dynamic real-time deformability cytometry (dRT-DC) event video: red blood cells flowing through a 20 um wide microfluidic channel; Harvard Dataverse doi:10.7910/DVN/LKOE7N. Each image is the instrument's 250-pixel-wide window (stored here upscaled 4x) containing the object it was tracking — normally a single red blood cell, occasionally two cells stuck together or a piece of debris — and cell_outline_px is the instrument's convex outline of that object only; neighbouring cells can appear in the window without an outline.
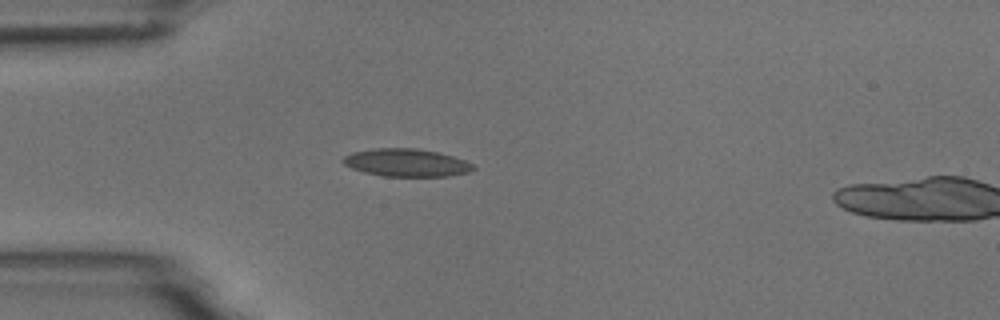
{"species": "common noctule bat (a hibernating species)", "species_latin": "Nyctalus noctula", "temperature_condition": "room temperature", "stored_images_in_passage": 2, "camera_frame_rate_fps": 3000, "um_per_image_px": 0.085, "animal": {"sex": "male", "body_mass_g": 18.8}, "frame": {"image": 1, "passage_image": 1, "time_ms": 0.0, "image_size_px": [1000, 320], "cell_outline_px": [[476, 168], [468, 172], [448, 176], [384, 176], [364, 172], [352, 168], [344, 164], [340, 160], [344, 156], [352, 152], [372, 148], [416, 148], [436, 152], [452, 156], [464, 160], [472, 164]], "centroid_in_image_um": [34.5, 13.82], "position_along_channel_um": 50.5, "area_um2": 20.98}}